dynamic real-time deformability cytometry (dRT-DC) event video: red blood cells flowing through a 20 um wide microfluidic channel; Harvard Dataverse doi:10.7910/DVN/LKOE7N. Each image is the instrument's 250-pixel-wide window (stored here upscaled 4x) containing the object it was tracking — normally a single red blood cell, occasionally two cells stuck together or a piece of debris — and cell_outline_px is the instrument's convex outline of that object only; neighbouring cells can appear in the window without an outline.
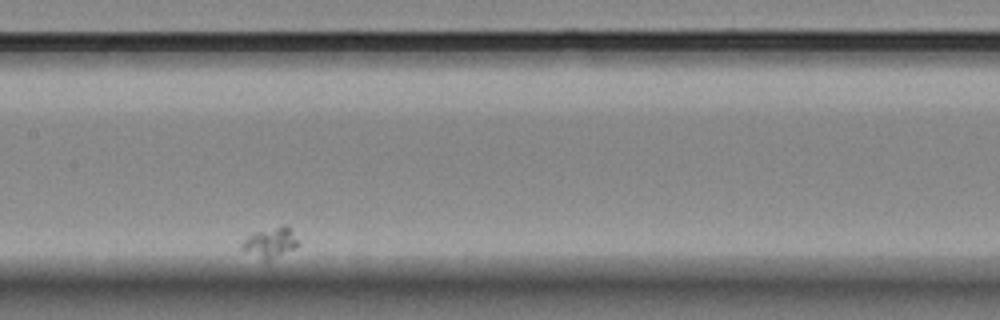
{"species": "Egyptian fruit bat (a non-hibernating species)", "species_latin": "Rousettus aegyptiacus", "temperature_condition": "room temperature", "stored_images_in_passage": 39, "camera_frame_rate_fps": 3000, "um_per_image_px": 0.085, "animal": {"sex": "female"}, "frame": {"image": 1, "passage_image": 17, "time_ms": 5.333, "image_size_px": [1000, 320], "cell_outline_px": [[296, 248], [268, 264], [240, 248], [240, 244], [252, 232], [284, 224], [288, 228], [296, 240]], "centroid_in_image_um": [22.92, 20.68], "position_along_channel_um": 184.5, "area_um2": 10.17}}
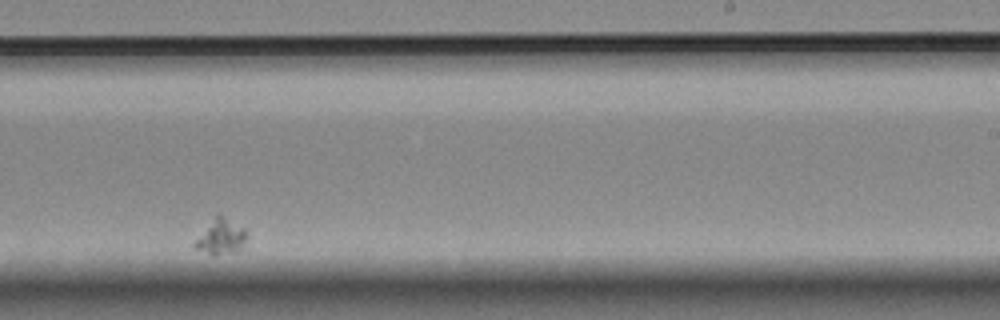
{"frame": {"image": 2, "passage_image": 28, "time_ms": 9.0, "image_size_px": [1000, 320], "cell_outline_px": [[248, 236], [236, 252], [212, 256], [196, 248], [192, 244], [216, 216], [220, 216], [244, 228], [248, 232]], "centroid_in_image_um": [18.79, 20.19], "position_along_channel_um": 270.2, "area_um2": 10.17}}